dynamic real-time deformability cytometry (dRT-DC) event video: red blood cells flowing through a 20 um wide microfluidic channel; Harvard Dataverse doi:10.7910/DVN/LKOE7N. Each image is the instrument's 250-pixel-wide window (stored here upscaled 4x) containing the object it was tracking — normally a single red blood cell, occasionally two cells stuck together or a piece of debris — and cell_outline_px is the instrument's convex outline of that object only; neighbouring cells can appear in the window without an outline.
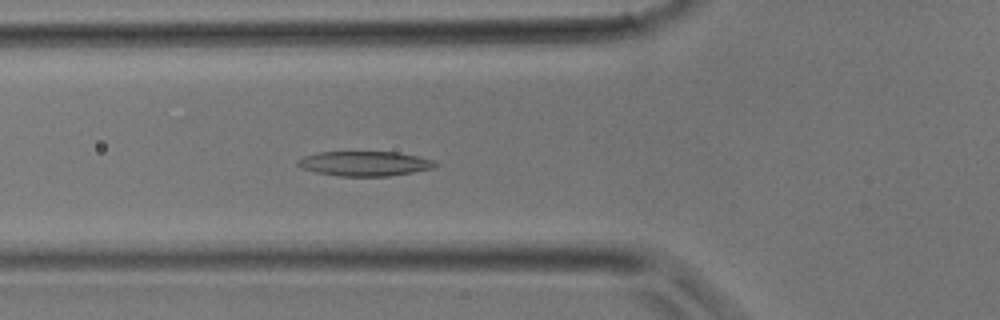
{"species": "common noctule bat (a hibernating species)", "species_latin": "Nyctalus noctula", "temperature_condition": "room temperature", "stored_images_in_passage": 34, "camera_frame_rate_fps": 3000, "um_per_image_px": 0.085, "animal": {"sex": "male", "body_mass_g": 17.9}, "frame": {"image": 1, "passage_image": 12, "time_ms": 3.667, "image_size_px": [1000, 320], "cell_outline_px": [[440, 164], [436, 168], [388, 176], [340, 176], [316, 172], [300, 168], [296, 164], [296, 160], [304, 156], [320, 152], [396, 152], [436, 160]], "centroid_in_image_um": [31.02, 13.9], "position_along_channel_um": 94.8, "area_um2": 19.94}}
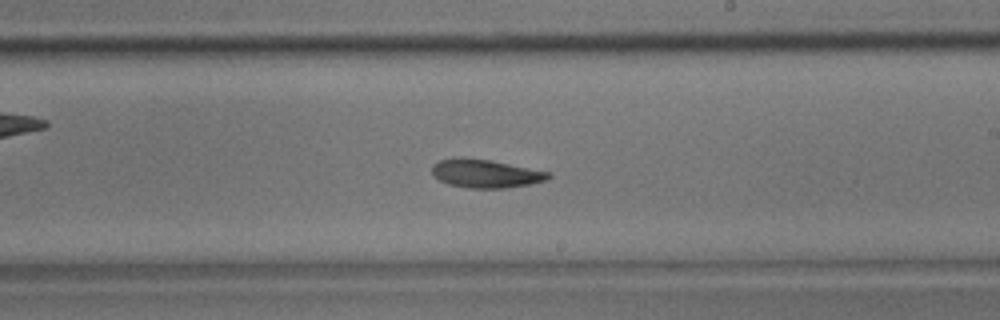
{"frame": {"image": 2, "passage_image": 20, "time_ms": 6.333, "image_size_px": [1000, 320], "cell_outline_px": [[552, 176], [544, 180], [528, 184], [504, 188], [468, 188], [448, 184], [432, 176], [432, 164], [440, 160], [452, 156], [460, 156], [492, 160], [552, 172]], "centroid_in_image_um": [41.23, 14.72], "position_along_channel_um": 247.8, "area_um2": 19.59}}
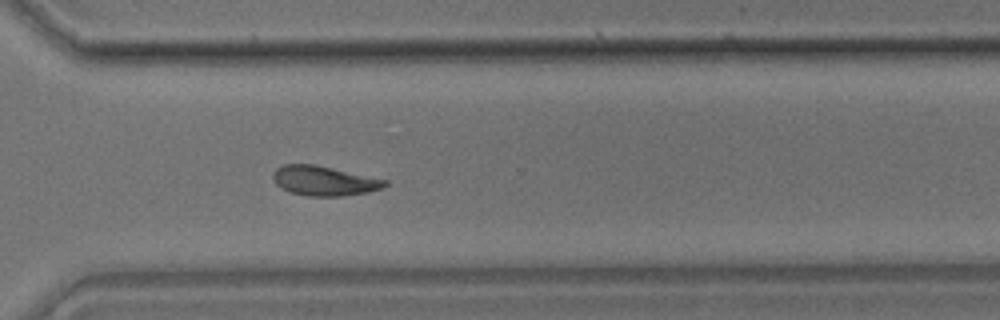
{"frame": {"image": 3, "passage_image": 25, "time_ms": 8.0, "image_size_px": [1000, 320], "cell_outline_px": [[388, 184], [380, 188], [368, 192], [344, 196], [308, 196], [288, 192], [280, 188], [276, 184], [272, 176], [272, 172], [276, 168], [284, 164], [316, 164], [388, 180]], "centroid_in_image_um": [27.51, 15.36], "position_along_channel_um": 343.1, "area_um2": 19.54}}